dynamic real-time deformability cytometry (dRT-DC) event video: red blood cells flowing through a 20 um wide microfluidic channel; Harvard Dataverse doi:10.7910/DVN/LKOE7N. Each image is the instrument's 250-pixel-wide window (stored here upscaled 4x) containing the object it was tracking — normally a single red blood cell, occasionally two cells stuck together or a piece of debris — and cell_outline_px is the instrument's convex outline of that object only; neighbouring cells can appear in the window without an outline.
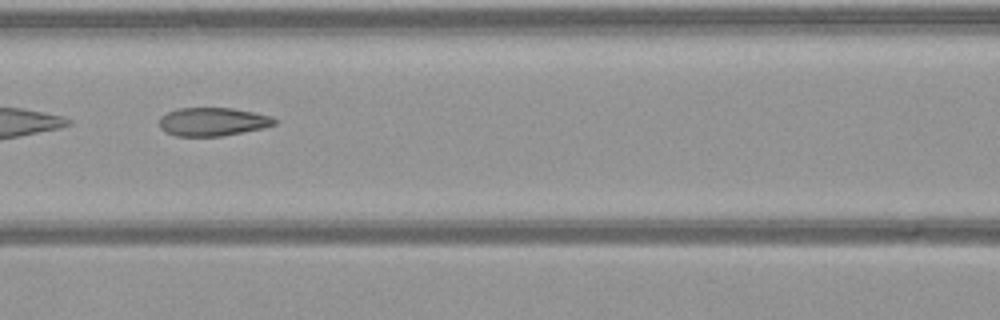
{"species": "common noctule bat (a hibernating species)", "species_latin": "Nyctalus noctula", "temperature_condition": "warm", "stored_images_in_passage": 16, "camera_frame_rate_fps": 3000, "um_per_image_px": 0.085, "animal": {"sex": "female", "body_mass_g": 21.9}, "frame": {"image": 1, "passage_image": 7, "time_ms": 2.0, "image_size_px": [1000, 320], "cell_outline_px": [[276, 124], [264, 128], [224, 136], [176, 136], [164, 132], [160, 128], [160, 116], [168, 112], [180, 108], [232, 108], [272, 116], [276, 120]], "centroid_in_image_um": [18.08, 10.36], "position_along_channel_um": 148.5, "area_um2": 19.13}}
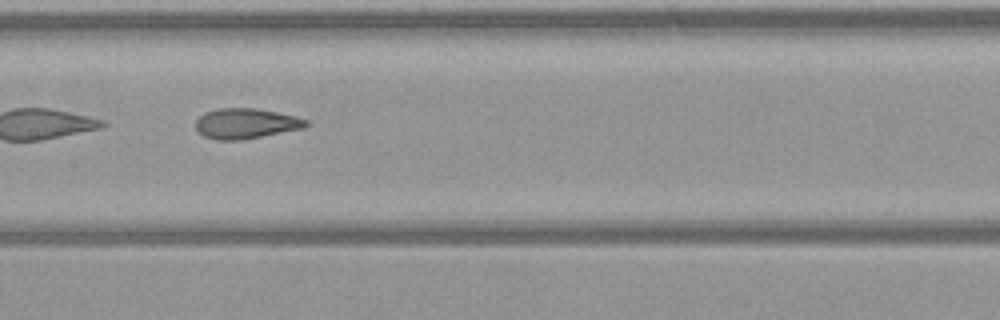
{"frame": {"image": 2, "passage_image": 10, "time_ms": 3.0, "image_size_px": [1000, 320], "cell_outline_px": [[312, 124], [304, 128], [244, 140], [216, 140], [204, 136], [196, 132], [196, 120], [204, 112], [220, 108], [256, 108], [296, 116], [308, 120]], "centroid_in_image_um": [20.91, 10.5], "position_along_channel_um": 186.5, "area_um2": 19.77}}